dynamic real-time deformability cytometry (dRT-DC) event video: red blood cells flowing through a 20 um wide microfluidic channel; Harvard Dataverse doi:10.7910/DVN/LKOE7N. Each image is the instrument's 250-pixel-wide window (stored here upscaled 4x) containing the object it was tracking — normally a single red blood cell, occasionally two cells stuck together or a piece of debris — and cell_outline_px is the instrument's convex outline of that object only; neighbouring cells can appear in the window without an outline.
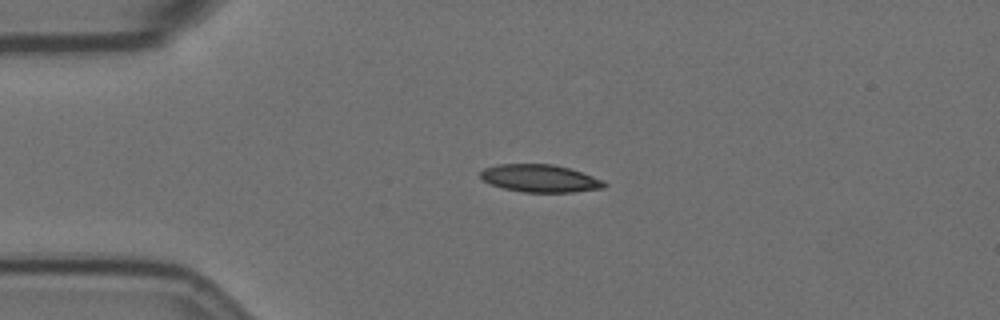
{"species": "Egyptian fruit bat (a non-hibernating species)", "species_latin": "Rousettus aegyptiacus", "temperature_condition": "room temperature", "stored_images_in_passage": 45, "camera_frame_rate_fps": 3000, "um_per_image_px": 0.085, "animal": {"sex": "female"}, "frame": {"image": 1, "passage_image": 1, "time_ms": 0.0, "image_size_px": [1000, 320], "cell_outline_px": [[608, 184], [604, 188], [572, 192], [524, 192], [504, 188], [492, 184], [484, 180], [480, 176], [480, 172], [484, 168], [496, 164], [552, 164], [568, 168], [604, 180]], "centroid_in_image_um": [45.91, 15.16], "position_along_channel_um": 39.1, "area_um2": 19.77}}
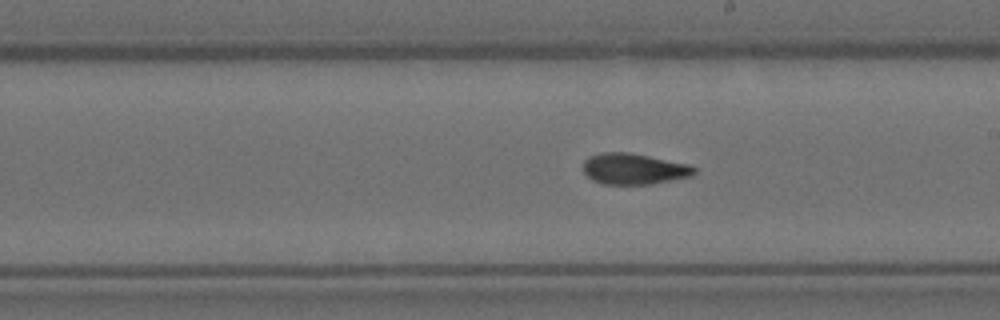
{"frame": {"image": 2, "passage_image": 20, "time_ms": 6.333, "image_size_px": [1000, 320], "cell_outline_px": [[696, 172], [692, 176], [652, 184], [604, 184], [592, 180], [584, 172], [584, 160], [588, 156], [600, 152], [628, 152], [688, 164], [696, 168]], "centroid_in_image_um": [53.87, 14.35], "position_along_channel_um": 235.1, "area_um2": 20.06}}
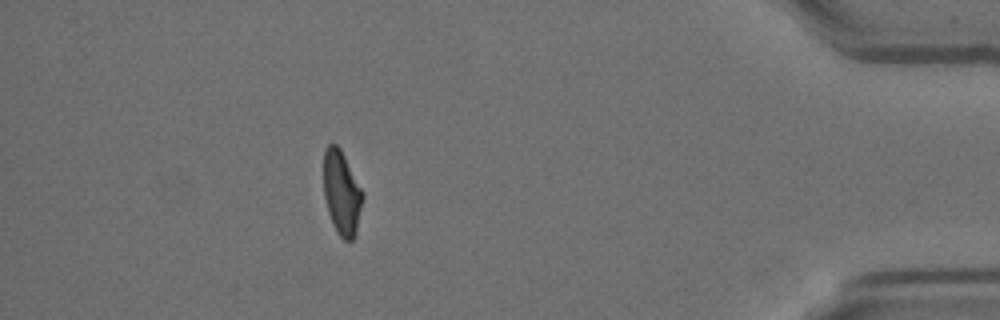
{"frame": {"image": 3, "passage_image": 39, "time_ms": 12.667, "image_size_px": [1000, 320], "cell_outline_px": [[364, 196], [356, 232], [352, 240], [344, 240], [336, 232], [332, 224], [328, 212], [324, 196], [324, 148], [328, 144], [336, 144], [340, 148], [364, 192]], "centroid_in_image_um": [29.05, 16.39], "position_along_channel_um": 406.2, "area_um2": 19.25}, "authors_computed_cell_mechanics": {"area_um2": 19.9988, "velocity_mm_per_s": 3.5191, "shape_relaxation_time_tau1_ms": 4.4074, "shape_relaxation_time_tau2_ms": 1.9612, "deformation_change_tau1": 0.1621, "deformation_change_tau2": 0.0892}}